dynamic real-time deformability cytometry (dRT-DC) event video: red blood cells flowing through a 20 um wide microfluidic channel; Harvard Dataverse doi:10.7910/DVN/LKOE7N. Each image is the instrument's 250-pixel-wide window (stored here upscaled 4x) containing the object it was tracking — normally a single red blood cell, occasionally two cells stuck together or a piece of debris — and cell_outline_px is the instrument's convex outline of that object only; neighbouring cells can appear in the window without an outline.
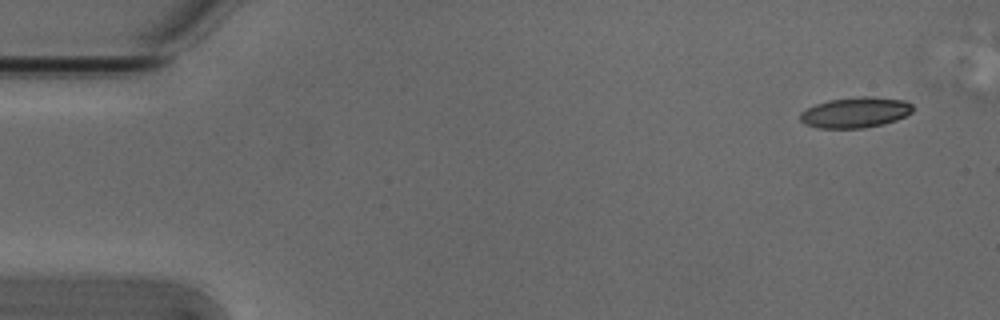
{"species": "Egyptian fruit bat (a non-hibernating species)", "species_latin": "Rousettus aegyptiacus", "temperature_condition": "cold", "stored_images_in_passage": 5, "segment_of_instrument_passage": [2, 2], "camera_frame_rate_fps": 3000, "um_per_image_px": 0.085, "animal": {"sex": "male"}, "frame": {"image": 1, "passage_image": 5, "time_ms": 1.333, "image_size_px": [1000, 320], "cell_outline_px": [[912, 112], [896, 120], [864, 128], [816, 128], [804, 124], [800, 120], [800, 112], [816, 104], [828, 100], [860, 96], [872, 96], [904, 100], [912, 104]], "centroid_in_image_um": [72.68, 9.55], "position_along_channel_um": 12.3, "area_um2": 20.06}}